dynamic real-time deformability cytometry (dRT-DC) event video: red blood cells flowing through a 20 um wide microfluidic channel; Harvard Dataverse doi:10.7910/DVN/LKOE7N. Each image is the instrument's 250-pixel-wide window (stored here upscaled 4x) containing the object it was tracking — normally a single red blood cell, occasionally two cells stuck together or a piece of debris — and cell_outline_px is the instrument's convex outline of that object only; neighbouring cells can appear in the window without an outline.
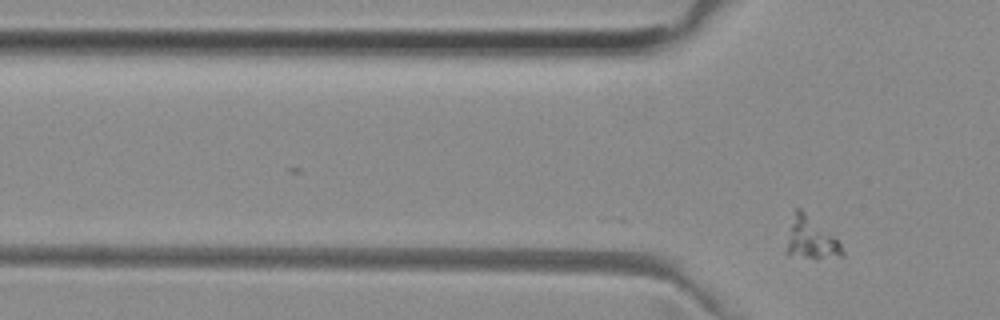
{"species": "common noctule bat (a hibernating species)", "species_latin": "Nyctalus noctula", "temperature_condition": "room temperature", "stored_images_in_passage": 3, "camera_frame_rate_fps": 3000, "um_per_image_px": 0.085, "animal": {"sex": "female", "body_mass_g": 29.2, "forearm_length_mm": 56.3}, "frame": {"image": 1, "passage_image": 3, "time_ms": 0.667, "image_size_px": [1000, 320], "cell_outline_px": [[844, 256], [816, 260], [784, 252], [796, 208], [800, 208], [832, 236], [840, 244], [844, 252]], "centroid_in_image_um": [68.94, 20.34], "position_along_channel_um": 56.9, "area_um2": 13.06}}